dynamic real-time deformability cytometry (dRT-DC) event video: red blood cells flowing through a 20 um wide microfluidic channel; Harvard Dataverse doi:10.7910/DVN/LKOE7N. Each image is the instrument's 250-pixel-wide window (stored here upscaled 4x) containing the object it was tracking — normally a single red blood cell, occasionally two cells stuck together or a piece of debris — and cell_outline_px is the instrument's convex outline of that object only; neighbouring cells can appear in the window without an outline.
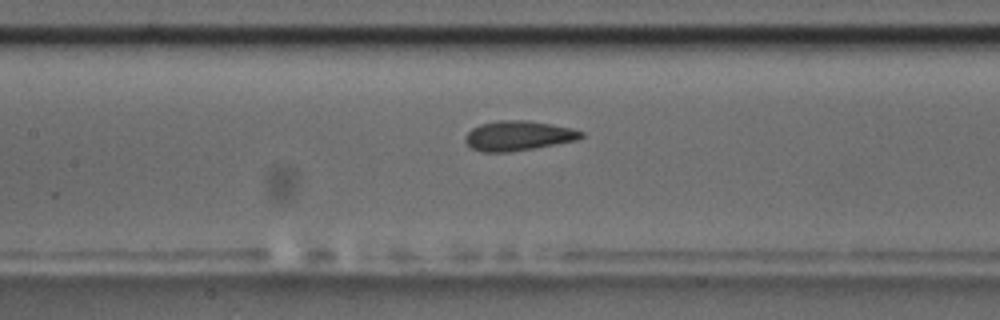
{"species": "common noctule bat (a hibernating species)", "species_latin": "Nyctalus noctula", "temperature_condition": "room temperature", "stored_images_in_passage": 40, "camera_frame_rate_fps": 3000, "um_per_image_px": 0.085, "animal": {"sex": "male", "body_mass_g": 17.5, "forearm_length_mm": 52.3}, "frame": {"image": 1, "passage_image": 16, "time_ms": 5.0, "image_size_px": [1000, 320], "cell_outline_px": [[584, 136], [576, 140], [532, 148], [508, 152], [484, 152], [472, 148], [464, 140], [464, 136], [472, 128], [480, 124], [500, 120], [528, 120], [552, 124], [572, 128], [584, 132]], "centroid_in_image_um": [44.04, 11.52], "position_along_channel_um": 163.4, "area_um2": 20.0}}
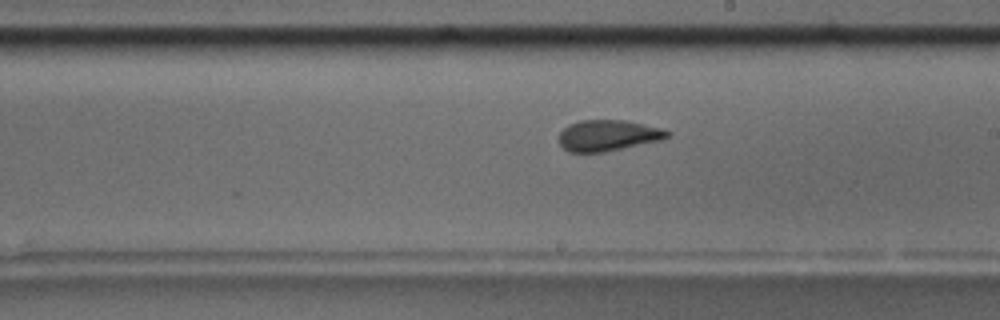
{"frame": {"image": 2, "passage_image": 22, "time_ms": 7.0, "image_size_px": [1000, 320], "cell_outline_px": [[672, 132], [668, 136], [660, 140], [604, 152], [568, 152], [556, 140], [560, 132], [568, 124], [580, 120], [628, 120], [664, 128]], "centroid_in_image_um": [51.67, 11.5], "position_along_channel_um": 237.3, "area_um2": 19.83}}
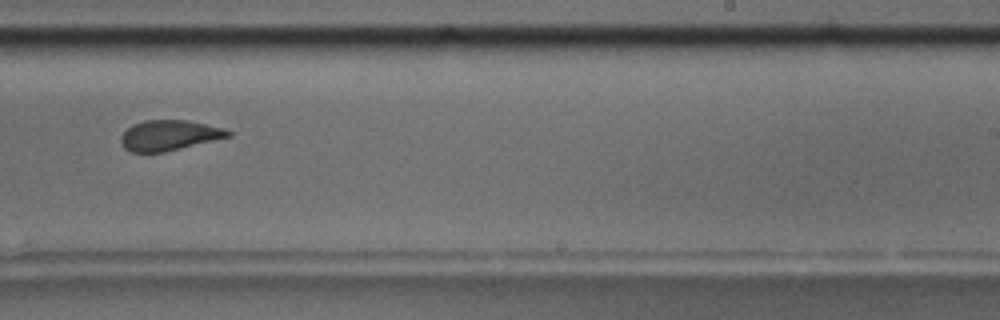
{"frame": {"image": 3, "passage_image": 25, "time_ms": 8.0, "image_size_px": [1000, 320], "cell_outline_px": [[232, 136], [164, 152], [132, 152], [124, 148], [120, 144], [120, 136], [132, 124], [144, 120], [188, 120], [224, 128], [232, 132]], "centroid_in_image_um": [14.37, 11.5], "position_along_channel_um": 274.6, "area_um2": 19.02}, "authors_computed_cell_mechanics": {"area_um2": 19.8254, "velocity_mm_per_s": 3.731, "shape_relaxation_time_tau1_ms": null, "shape_relaxation_time_tau2_ms": 1.43, "deformation_change_tau1": null, "deformation_change_tau2": 0.0757}}